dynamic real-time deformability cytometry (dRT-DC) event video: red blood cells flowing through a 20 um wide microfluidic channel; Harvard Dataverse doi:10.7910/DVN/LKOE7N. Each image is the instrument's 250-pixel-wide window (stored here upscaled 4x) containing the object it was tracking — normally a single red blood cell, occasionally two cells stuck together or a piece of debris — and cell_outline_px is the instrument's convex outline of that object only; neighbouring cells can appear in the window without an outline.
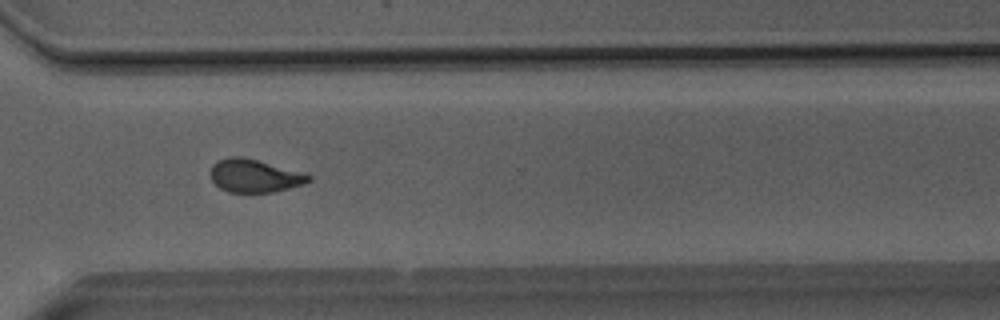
{"species": "Egyptian fruit bat (a non-hibernating species)", "species_latin": "Rousettus aegyptiacus", "temperature_condition": "room temperature", "stored_images_in_passage": 35, "camera_frame_rate_fps": 3000, "um_per_image_px": 0.085, "animal": {"sex": "male"}, "frame": {"image": 1, "passage_image": 25, "time_ms": 8.0, "image_size_px": [1000, 320], "cell_outline_px": [[312, 180], [304, 184], [272, 192], [228, 192], [220, 188], [212, 180], [208, 172], [212, 164], [228, 156], [240, 156], [256, 160], [312, 176]], "centroid_in_image_um": [21.56, 14.95], "position_along_channel_um": 349.0, "area_um2": 18.61}}
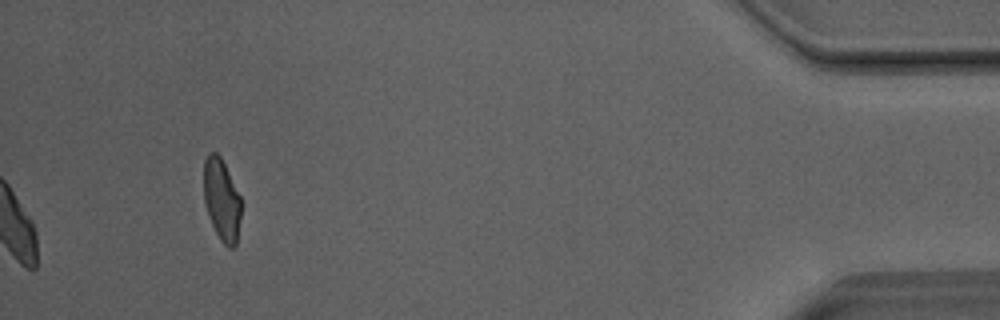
{"frame": {"image": 2, "passage_image": 35, "time_ms": 11.333, "image_size_px": [1000, 320], "cell_outline_px": [[240, 216], [236, 244], [232, 248], [228, 248], [220, 240], [208, 216], [204, 200], [204, 160], [208, 152], [216, 152], [220, 156], [240, 196]], "centroid_in_image_um": [18.82, 16.97], "position_along_channel_um": 416.4, "area_um2": 17.63}, "authors_computed_cell_mechanics": {"area_um2": 19.7676, "velocity_mm_per_s": 4.0776, "shape_relaxation_time_tau1_ms": 6.3619, "shape_relaxation_time_tau2_ms": 1.7831, "deformation_change_tau1": 0.1626, "deformation_change_tau2": 0.0814}}